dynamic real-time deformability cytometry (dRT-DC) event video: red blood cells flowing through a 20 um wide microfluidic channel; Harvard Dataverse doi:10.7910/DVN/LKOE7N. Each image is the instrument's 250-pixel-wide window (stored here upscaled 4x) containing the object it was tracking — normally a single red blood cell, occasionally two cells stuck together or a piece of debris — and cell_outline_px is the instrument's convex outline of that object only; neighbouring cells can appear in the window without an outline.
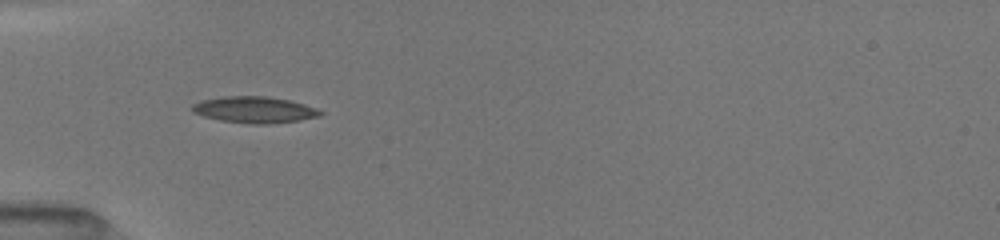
{"species": "common noctule bat (a hibernating species)", "species_latin": "Nyctalus noctula", "temperature_condition": "room temperature", "stored_images_in_passage": 24, "camera_frame_rate_fps": 3000, "um_per_image_px": 0.085, "animal": {"sex": "female", "body_mass_g": 19.5, "forearm_length_mm": 54.1}, "frame": {"image": 1, "passage_image": 1, "time_ms": 0.0, "image_size_px": [1000, 240], "cell_outline_px": [[324, 112], [320, 116], [296, 120], [268, 124], [256, 124], [220, 120], [204, 116], [192, 112], [192, 104], [204, 100], [224, 96], [268, 96], [288, 100], [304, 104], [316, 108]], "centroid_in_image_um": [21.63, 9.32], "position_along_channel_um": 63.4, "area_um2": 19.42}}
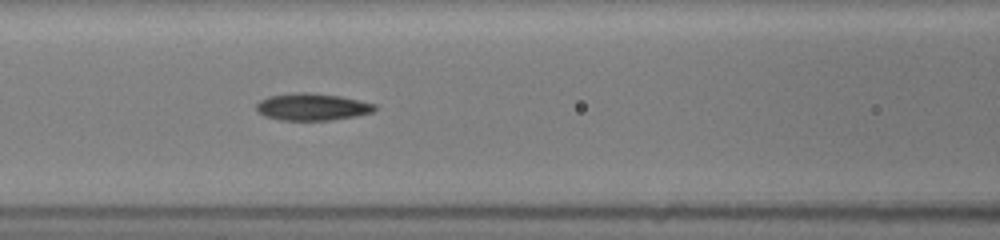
{"frame": {"image": 2, "passage_image": 14, "time_ms": 2.0, "image_size_px": [1000, 240], "cell_outline_px": [[376, 108], [372, 112], [356, 116], [332, 120], [280, 120], [264, 116], [256, 112], [256, 104], [260, 100], [268, 96], [300, 92], [308, 92], [340, 96], [376, 104]], "centroid_in_image_um": [26.5, 9.09], "position_along_channel_um": 140.1, "area_um2": 18.73}}
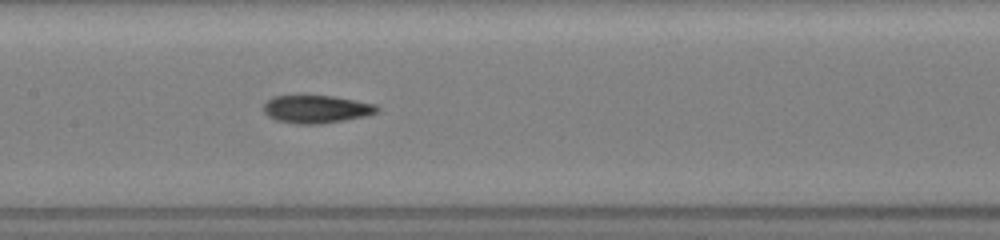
{"frame": {"image": 3, "passage_image": 21, "time_ms": 3.0, "image_size_px": [1000, 240], "cell_outline_px": [[380, 108], [376, 112], [364, 116], [344, 120], [320, 124], [296, 124], [276, 120], [268, 116], [264, 112], [264, 104], [272, 96], [300, 92], [304, 92], [332, 96], [356, 100], [376, 104]], "centroid_in_image_um": [26.83, 9.22], "position_along_channel_um": 180.6, "area_um2": 19.25}}